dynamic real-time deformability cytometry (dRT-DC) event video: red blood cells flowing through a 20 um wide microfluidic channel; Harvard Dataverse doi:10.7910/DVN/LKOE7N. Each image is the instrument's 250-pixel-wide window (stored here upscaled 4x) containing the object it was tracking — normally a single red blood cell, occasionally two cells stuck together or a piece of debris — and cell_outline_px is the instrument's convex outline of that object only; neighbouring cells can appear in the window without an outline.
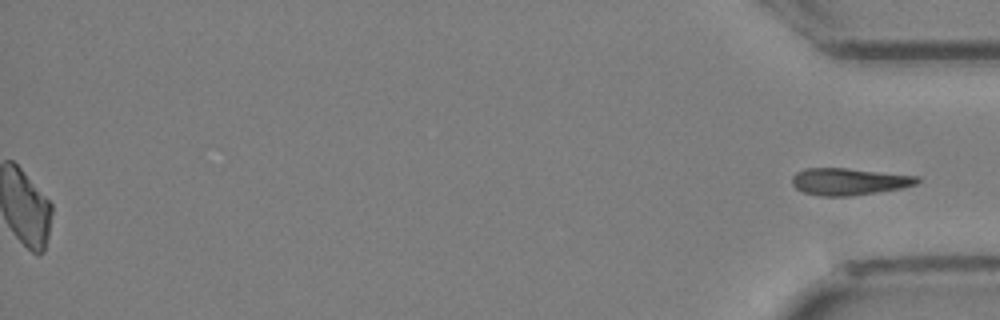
{"species": "Egyptian fruit bat (a non-hibernating species)", "species_latin": "Rousettus aegyptiacus", "temperature_condition": "cold", "stored_images_in_passage": 34, "segment_of_instrument_passage": [2, 2], "camera_frame_rate_fps": 3000, "um_per_image_px": 0.085, "animal": {"sex": "female"}, "frame": {"image": 1, "passage_image": 34, "time_ms": 11.0, "image_size_px": [1000, 320], "cell_outline_px": [[920, 180], [916, 184], [904, 188], [848, 196], [820, 196], [804, 192], [796, 188], [792, 184], [792, 176], [796, 172], [804, 168], [848, 168], [920, 176]], "centroid_in_image_um": [72.17, 15.42], "position_along_channel_um": 363.0, "area_um2": 19.77}}